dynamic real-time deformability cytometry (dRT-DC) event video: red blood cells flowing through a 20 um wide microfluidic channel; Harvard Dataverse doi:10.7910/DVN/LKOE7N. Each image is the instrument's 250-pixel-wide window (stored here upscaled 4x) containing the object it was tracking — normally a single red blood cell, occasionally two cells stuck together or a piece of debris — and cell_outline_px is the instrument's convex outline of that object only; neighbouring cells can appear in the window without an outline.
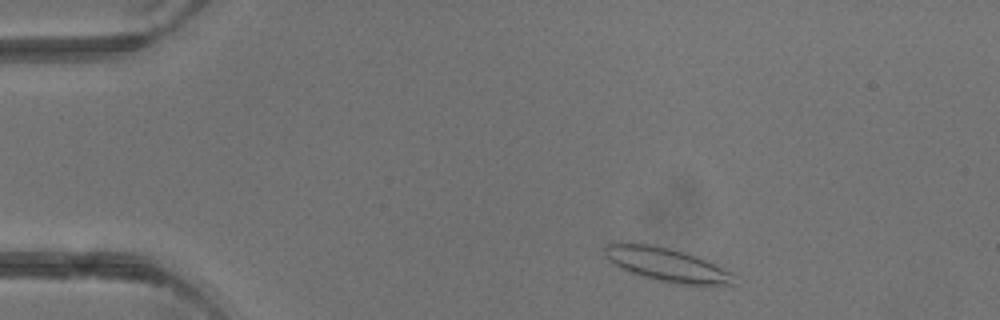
{"species": "common noctule bat (a hibernating species)", "species_latin": "Nyctalus noctula", "temperature_condition": "warm", "stored_images_in_passage": 2, "camera_frame_rate_fps": 3000, "um_per_image_px": 0.085, "animal": {"sex": "male", "body_mass_g": 13.3}, "frame": {"image": 1, "passage_image": 1, "time_ms": 0.0, "image_size_px": [1000, 320], "cell_outline_px": [[736, 284], [708, 288], [676, 284], [656, 280], [620, 268], [608, 260], [604, 252], [604, 244], [648, 244], [668, 248], [684, 252], [696, 256], [732, 272]], "centroid_in_image_um": [56.79, 22.56], "position_along_channel_um": 28.2, "area_um2": 25.55}}